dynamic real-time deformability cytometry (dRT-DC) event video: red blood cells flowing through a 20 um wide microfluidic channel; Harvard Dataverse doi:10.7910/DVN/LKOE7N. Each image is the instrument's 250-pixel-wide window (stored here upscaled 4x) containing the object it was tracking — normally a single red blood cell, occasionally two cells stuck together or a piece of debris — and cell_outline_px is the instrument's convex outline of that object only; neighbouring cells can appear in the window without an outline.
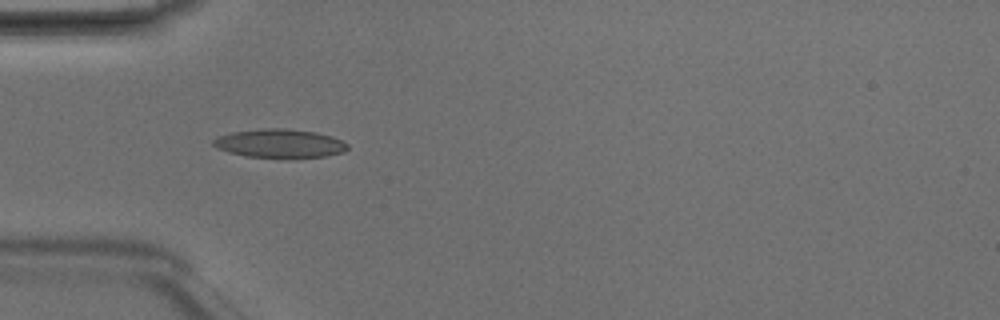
{"species": "Egyptian fruit bat (a non-hibernating species)", "species_latin": "Rousettus aegyptiacus", "temperature_condition": "room temperature", "stored_images_in_passage": 6, "camera_frame_rate_fps": 3000, "um_per_image_px": 0.085, "animal": {"sex": "male"}, "frame": {"image": 1, "passage_image": 4, "time_ms": 1.0, "image_size_px": [1000, 320], "cell_outline_px": [[348, 148], [344, 152], [328, 156], [244, 156], [228, 152], [216, 148], [212, 144], [212, 140], [220, 136], [232, 132], [264, 128], [284, 128], [316, 132], [332, 136], [348, 144]], "centroid_in_image_um": [23.76, 12.17], "position_along_channel_um": 61.2, "area_um2": 21.96}}